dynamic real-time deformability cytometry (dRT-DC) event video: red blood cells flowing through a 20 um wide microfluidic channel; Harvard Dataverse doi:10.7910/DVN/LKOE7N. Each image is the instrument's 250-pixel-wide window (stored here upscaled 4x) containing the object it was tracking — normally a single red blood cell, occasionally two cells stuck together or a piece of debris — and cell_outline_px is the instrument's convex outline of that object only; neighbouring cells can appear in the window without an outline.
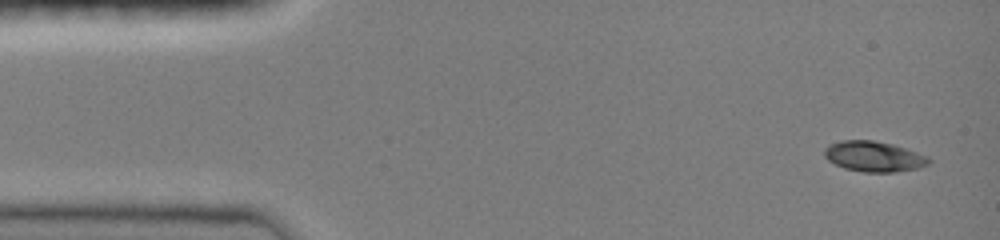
{"species": "common noctule bat (a hibernating species)", "species_latin": "Nyctalus noctula", "temperature_condition": "room temperature", "stored_images_in_passage": 7, "camera_frame_rate_fps": 3000, "um_per_image_px": 0.085, "animal": {"sex": "female", "body_mass_g": 19.0, "forearm_length_mm": 51.5}, "frame": {"image": 1, "passage_image": 1, "time_ms": 0.0, "image_size_px": [1000, 240], "cell_outline_px": [[932, 160], [928, 164], [916, 168], [896, 172], [864, 172], [844, 168], [828, 160], [824, 156], [824, 148], [828, 144], [840, 140], [872, 140], [892, 144], [928, 156]], "centroid_in_image_um": [74.25, 13.29], "position_along_channel_um": 10.8, "area_um2": 18.5}}
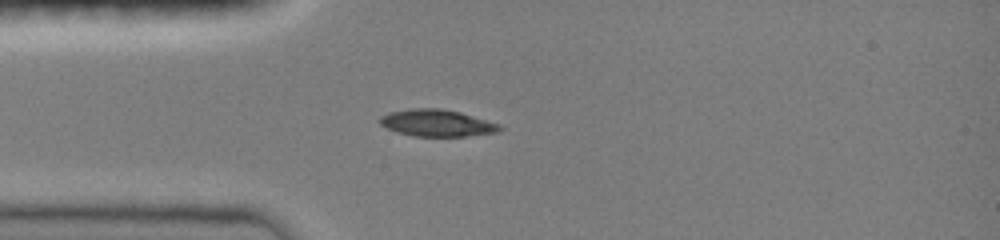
{"frame": {"image": 2, "passage_image": 6, "time_ms": 3.333, "image_size_px": [1000, 240], "cell_outline_px": [[504, 128], [500, 132], [468, 136], [412, 136], [396, 132], [380, 124], [380, 116], [388, 112], [408, 108], [440, 108], [460, 112], [500, 124]], "centroid_in_image_um": [37.15, 10.45], "position_along_channel_um": 47.9, "area_um2": 18.96}}